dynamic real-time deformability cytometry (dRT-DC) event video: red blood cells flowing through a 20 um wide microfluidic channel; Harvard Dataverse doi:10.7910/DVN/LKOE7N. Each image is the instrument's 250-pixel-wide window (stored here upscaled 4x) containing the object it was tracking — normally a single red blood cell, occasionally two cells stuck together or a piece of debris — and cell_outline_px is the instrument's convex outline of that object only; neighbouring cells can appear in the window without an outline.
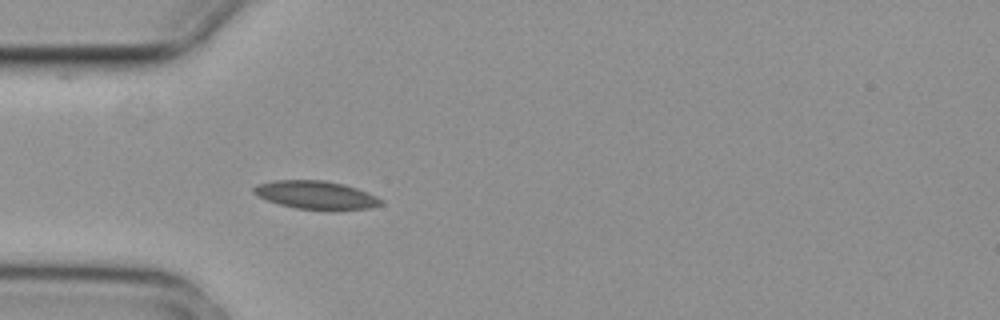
{"species": "common noctule bat (a hibernating species)", "species_latin": "Nyctalus noctula", "temperature_condition": "cold", "stored_images_in_passage": 1, "camera_frame_rate_fps": 3000, "um_per_image_px": 0.085, "animal": {"sex": "female", "body_mass_g": 29.2, "forearm_length_mm": 56.3}, "frame": {"image": 1, "passage_image": 1, "time_ms": 0.0, "image_size_px": [1000, 320], "cell_outline_px": [[384, 204], [368, 208], [332, 212], [328, 212], [296, 208], [280, 204], [256, 196], [252, 192], [252, 188], [256, 184], [276, 180], [324, 180], [344, 184], [368, 192], [384, 200]], "centroid_in_image_um": [26.89, 16.6], "position_along_channel_um": 58.1, "area_um2": 21.56}}